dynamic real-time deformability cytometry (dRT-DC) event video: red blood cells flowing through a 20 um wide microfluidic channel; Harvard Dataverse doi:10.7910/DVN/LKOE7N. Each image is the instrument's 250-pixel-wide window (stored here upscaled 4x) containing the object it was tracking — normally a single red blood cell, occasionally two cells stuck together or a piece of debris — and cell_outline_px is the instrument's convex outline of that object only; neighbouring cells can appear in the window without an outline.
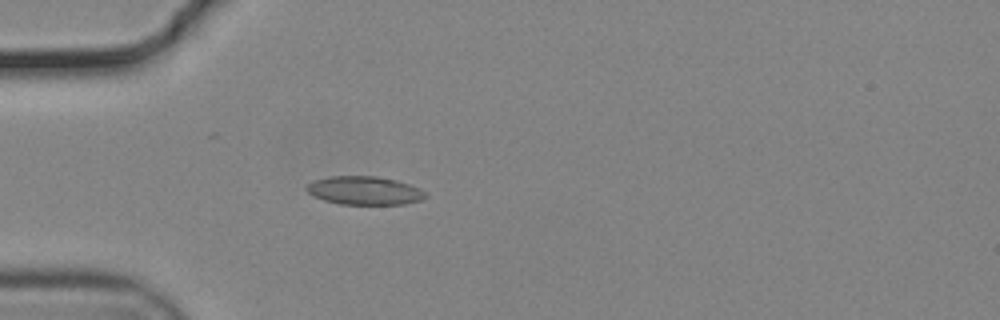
{"species": "common noctule bat (a hibernating species)", "species_latin": "Nyctalus noctula", "temperature_condition": "cold", "stored_images_in_passage": 55, "camera_frame_rate_fps": 3000, "um_per_image_px": 0.085, "animal": {"sex": "male", "body_mass_g": 19.2, "forearm_length_mm": 51.8}, "frame": {"image": 1, "passage_image": 16, "time_ms": 5.0, "image_size_px": [1000, 320], "cell_outline_px": [[428, 196], [420, 200], [404, 204], [340, 204], [324, 200], [308, 192], [304, 188], [312, 180], [328, 176], [376, 176], [396, 180], [408, 184], [424, 192]], "centroid_in_image_um": [30.93, 16.19], "position_along_channel_um": 54.1, "area_um2": 19.54}}
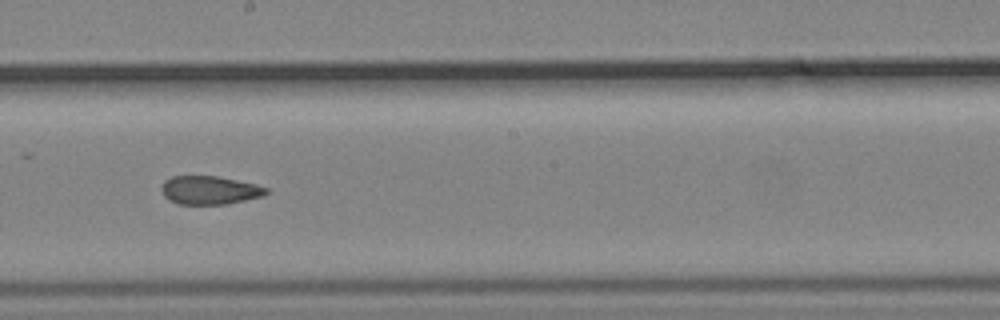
{"frame": {"image": 2, "passage_image": 31, "time_ms": 10.0, "image_size_px": [1000, 320], "cell_outline_px": [[268, 192], [264, 196], [228, 204], [176, 204], [168, 200], [164, 196], [160, 188], [164, 180], [172, 176], [216, 176], [256, 184], [268, 188]], "centroid_in_image_um": [17.8, 16.17], "position_along_channel_um": 230.4, "area_um2": 17.51}}
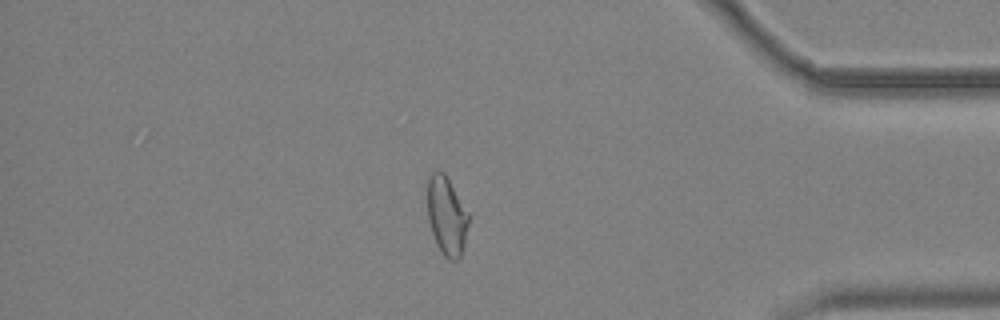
{"frame": {"image": 3, "passage_image": 47, "time_ms": 15.333, "image_size_px": [1000, 320], "cell_outline_px": [[472, 216], [460, 260], [448, 260], [444, 256], [436, 244], [428, 220], [428, 180], [432, 172], [436, 168], [440, 168], [444, 172]], "centroid_in_image_um": [38.01, 18.35], "position_along_channel_um": 397.2, "area_um2": 19.48}, "authors_computed_cell_mechanics": {"area_um2": 18.9006, "velocity_mm_per_s": 3.7173, "shape_relaxation_time_tau1_ms": null, "shape_relaxation_time_tau2_ms": 2.4457, "deformation_change_tau1": null, "deformation_change_tau2": 0.0614}}